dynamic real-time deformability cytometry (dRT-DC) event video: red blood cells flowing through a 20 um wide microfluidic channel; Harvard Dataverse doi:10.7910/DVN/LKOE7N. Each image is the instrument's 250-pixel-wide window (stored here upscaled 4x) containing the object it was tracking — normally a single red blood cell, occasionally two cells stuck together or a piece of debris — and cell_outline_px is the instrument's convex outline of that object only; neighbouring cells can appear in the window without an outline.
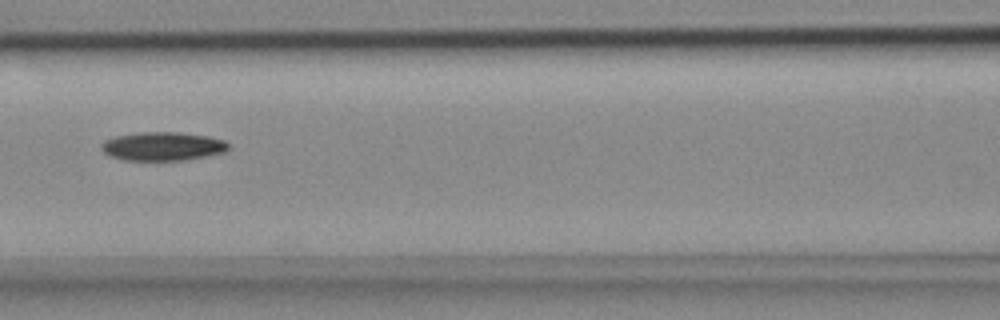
{"species": "common noctule bat (a hibernating species)", "species_latin": "Nyctalus noctula", "temperature_condition": "cold", "stored_images_in_passage": 9, "camera_frame_rate_fps": 3000, "um_per_image_px": 0.085, "animal": {"sex": "female", "body_mass_g": 18.4}, "frame": {"image": 1, "passage_image": 6, "time_ms": 1.667, "image_size_px": [1000, 320], "cell_outline_px": [[228, 148], [224, 152], [204, 156], [180, 160], [124, 160], [112, 156], [104, 152], [100, 148], [100, 144], [104, 140], [116, 136], [144, 132], [180, 132], [208, 136], [224, 140], [228, 144]], "centroid_in_image_um": [13.8, 12.42], "position_along_channel_um": 152.8, "area_um2": 20.98}}
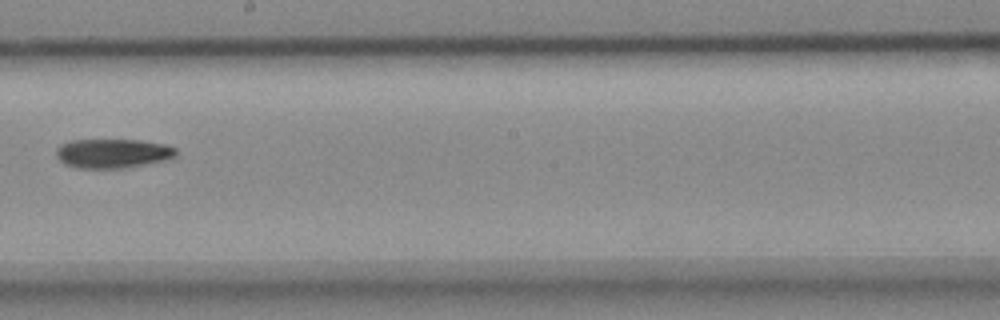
{"frame": {"image": 2, "passage_image": 8, "time_ms": 2.333, "image_size_px": [1000, 320], "cell_outline_px": [[176, 156], [164, 160], [124, 168], [80, 168], [64, 164], [56, 156], [56, 148], [60, 144], [72, 140], [140, 140], [164, 144], [176, 148]], "centroid_in_image_um": [9.55, 13.03], "position_along_channel_um": 238.6, "area_um2": 20.35}}
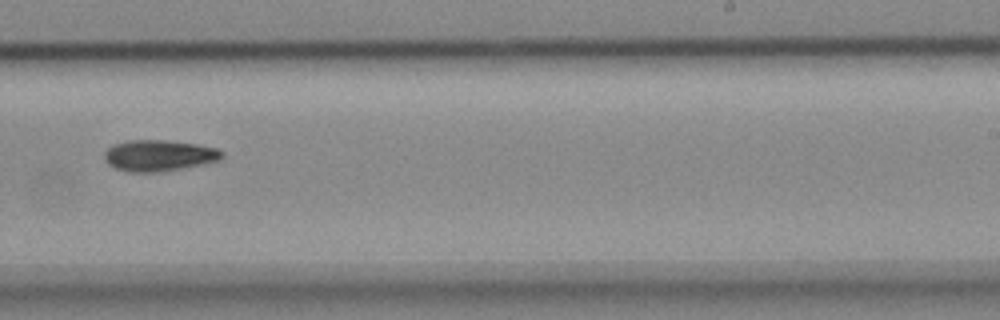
{"frame": {"image": 3, "passage_image": 9, "time_ms": 2.667, "image_size_px": [1000, 320], "cell_outline_px": [[224, 156], [220, 160], [160, 172], [128, 172], [116, 168], [108, 164], [104, 160], [104, 152], [108, 148], [116, 144], [128, 140], [168, 140], [196, 144], [216, 148], [224, 152]], "centroid_in_image_um": [13.5, 13.21], "position_along_channel_um": 275.5, "area_um2": 21.27}}